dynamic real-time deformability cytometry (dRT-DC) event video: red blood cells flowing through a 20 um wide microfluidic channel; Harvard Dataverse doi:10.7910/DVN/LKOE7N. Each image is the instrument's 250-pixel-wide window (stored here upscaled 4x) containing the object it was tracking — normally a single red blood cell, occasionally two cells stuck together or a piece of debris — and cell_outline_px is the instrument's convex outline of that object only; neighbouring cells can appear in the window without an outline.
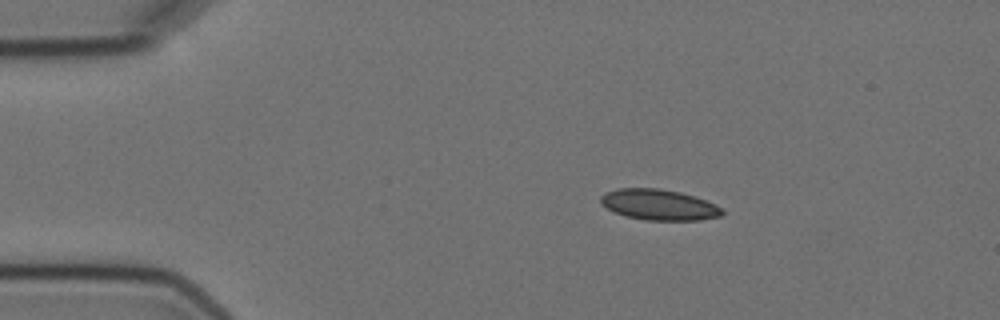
{"species": "Egyptian fruit bat (a non-hibernating species)", "species_latin": "Rousettus aegyptiacus", "temperature_condition": "cold", "stored_images_in_passage": 13, "camera_frame_rate_fps": 3000, "um_per_image_px": 0.085, "animal": {"sex": "female"}, "frame": {"image": 1, "passage_image": 1, "time_ms": 0.0, "image_size_px": [1000, 320], "cell_outline_px": [[724, 212], [720, 216], [700, 220], [644, 220], [624, 216], [612, 212], [600, 204], [600, 196], [604, 192], [616, 188], [660, 188], [680, 192], [696, 196], [716, 204], [724, 208]], "centroid_in_image_um": [55.98, 17.4], "position_along_channel_um": 29.0, "area_um2": 22.25}}
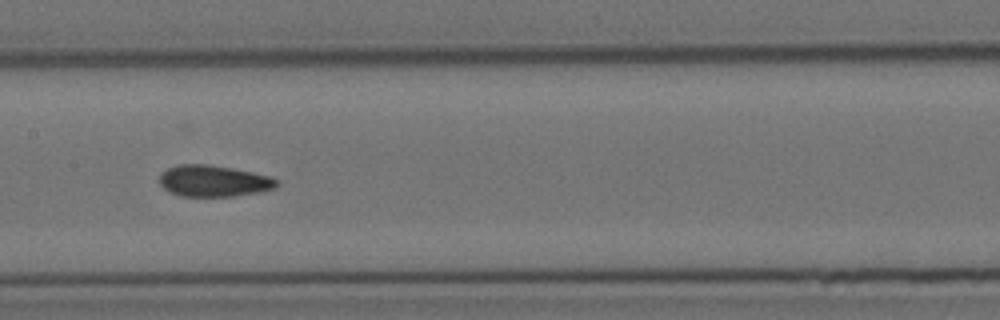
{"frame": {"image": 2, "passage_image": 6, "time_ms": 6.0, "image_size_px": [1000, 320], "cell_outline_px": [[280, 184], [276, 188], [236, 196], [180, 196], [164, 188], [160, 184], [160, 172], [176, 164], [208, 164], [232, 168], [252, 172], [268, 176], [280, 180]], "centroid_in_image_um": [18.17, 15.37], "position_along_channel_um": 189.2, "area_um2": 21.5}}
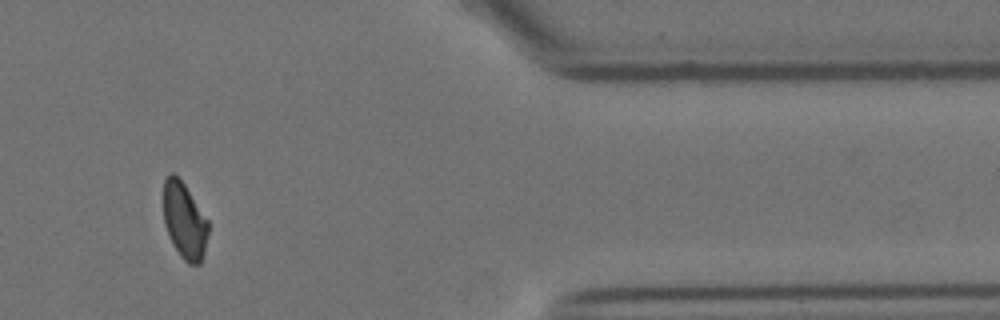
{"frame": {"image": 3, "passage_image": 11, "time_ms": 12.667, "image_size_px": [1000, 320], "cell_outline_px": [[208, 232], [204, 252], [200, 264], [188, 264], [180, 256], [172, 244], [164, 220], [164, 180], [172, 172], [184, 184], [208, 220]], "centroid_in_image_um": [15.68, 18.79], "position_along_channel_um": 395.7, "area_um2": 19.59}, "authors_computed_cell_mechanics": {"area_um2": 21.2126, "velocity_mm_per_s": 3.5737, "shape_relaxation_time_tau1_ms": 7.4721, "shape_relaxation_time_tau2_ms": 1.6856, "deformation_change_tau1": 0.1241, "deformation_change_tau2": 0.0462}}